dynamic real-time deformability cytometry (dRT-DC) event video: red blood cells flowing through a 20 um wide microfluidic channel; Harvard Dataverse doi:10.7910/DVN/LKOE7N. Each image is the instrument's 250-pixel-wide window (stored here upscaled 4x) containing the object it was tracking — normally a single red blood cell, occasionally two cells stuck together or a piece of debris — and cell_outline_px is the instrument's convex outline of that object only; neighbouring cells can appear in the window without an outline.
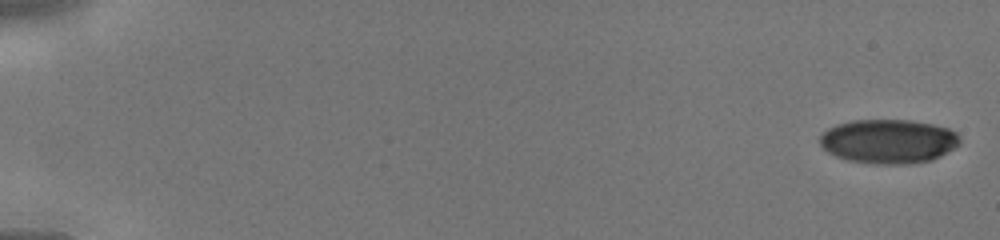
{"species": "human", "species_latin": "Homo sapiens", "temperature_condition": "cold", "stored_images_in_passage": 45, "camera_frame_rate_fps": 3000, "um_per_image_px": 0.085, "donor": {"sex": "male"}, "frame": {"image": 1, "passage_image": 1, "time_ms": 0.0, "image_size_px": [1000, 240], "cell_outline_px": [[960, 144], [940, 156], [932, 160], [904, 164], [876, 164], [848, 160], [836, 156], [828, 152], [820, 144], [820, 136], [828, 128], [836, 124], [852, 120], [912, 120], [932, 124], [948, 128], [956, 132], [960, 136]], "centroid_in_image_um": [75.53, 12.0], "position_along_channel_um": 9.5, "area_um2": 36.07}}
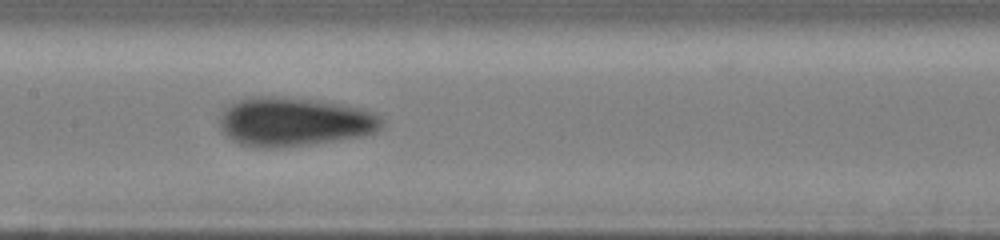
{"frame": {"image": 2, "passage_image": 24, "time_ms": 7.667, "image_size_px": [1000, 240], "cell_outline_px": [[384, 124], [376, 132], [360, 136], [308, 144], [280, 148], [260, 148], [240, 144], [232, 140], [220, 128], [220, 112], [224, 108], [240, 100], [252, 96], [272, 96], [316, 100], [344, 104], [364, 108], [376, 112], [384, 120]], "centroid_in_image_um": [25.03, 10.34], "position_along_channel_um": 182.4, "area_um2": 46.41}}
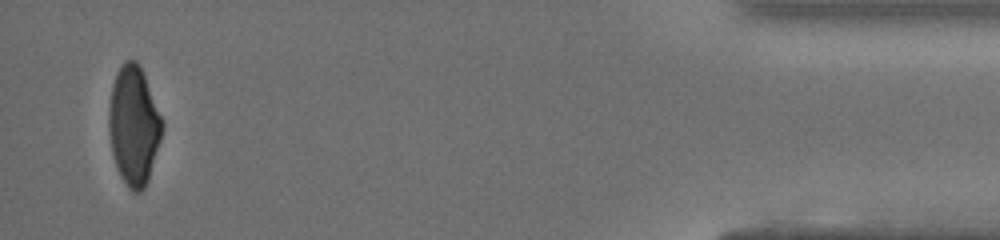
{"frame": {"image": 3, "passage_image": 44, "time_ms": 14.333, "image_size_px": [1000, 240], "cell_outline_px": [[164, 124], [160, 140], [148, 180], [144, 188], [140, 192], [132, 192], [128, 188], [120, 176], [112, 152], [108, 128], [108, 108], [112, 84], [124, 60], [136, 60], [140, 64]], "centroid_in_image_um": [11.36, 10.67], "position_along_channel_um": 423.8, "area_um2": 36.82}}